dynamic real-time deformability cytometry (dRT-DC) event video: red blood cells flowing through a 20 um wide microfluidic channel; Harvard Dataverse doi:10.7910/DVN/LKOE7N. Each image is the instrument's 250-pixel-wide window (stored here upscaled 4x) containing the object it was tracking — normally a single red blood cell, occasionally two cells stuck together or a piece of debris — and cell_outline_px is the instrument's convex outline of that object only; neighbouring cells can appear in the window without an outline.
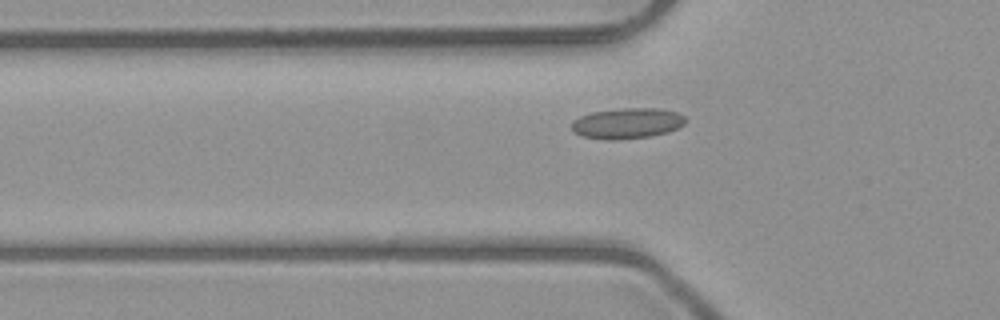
{"species": "common noctule bat (a hibernating species)", "species_latin": "Nyctalus noctula", "temperature_condition": "room temperature", "stored_images_in_passage": 36, "camera_frame_rate_fps": 3000, "um_per_image_px": 0.085, "animal": {"sex": "male", "body_mass_g": 23.1, "forearm_length_mm": 52.7}, "frame": {"image": 1, "passage_image": 4, "time_ms": 1.0, "image_size_px": [1000, 320], "cell_outline_px": [[688, 120], [684, 124], [668, 132], [648, 136], [616, 140], [608, 140], [580, 136], [572, 132], [572, 120], [580, 116], [592, 112], [620, 108], [660, 108], [676, 112], [684, 116]], "centroid_in_image_um": [53.28, 10.48], "position_along_channel_um": 72.5, "area_um2": 20.46}}
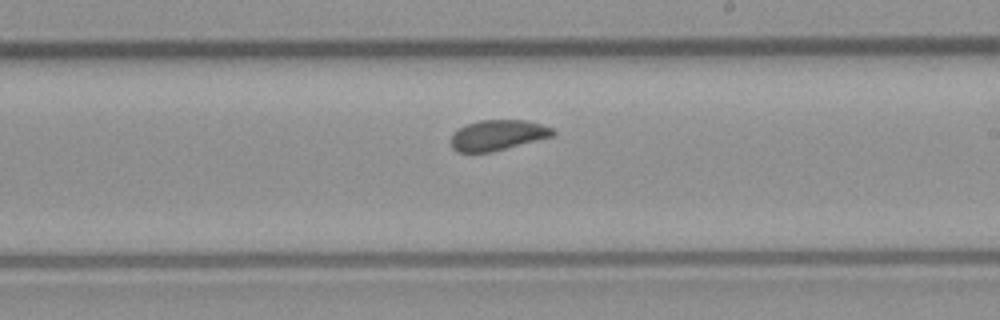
{"frame": {"image": 2, "passage_image": 17, "time_ms": 5.333, "image_size_px": [1000, 320], "cell_outline_px": [[556, 132], [552, 136], [492, 152], [460, 152], [452, 148], [452, 136], [464, 124], [480, 120], [528, 120], [552, 128]], "centroid_in_image_um": [42.31, 11.48], "position_along_channel_um": 246.7, "area_um2": 17.86}}
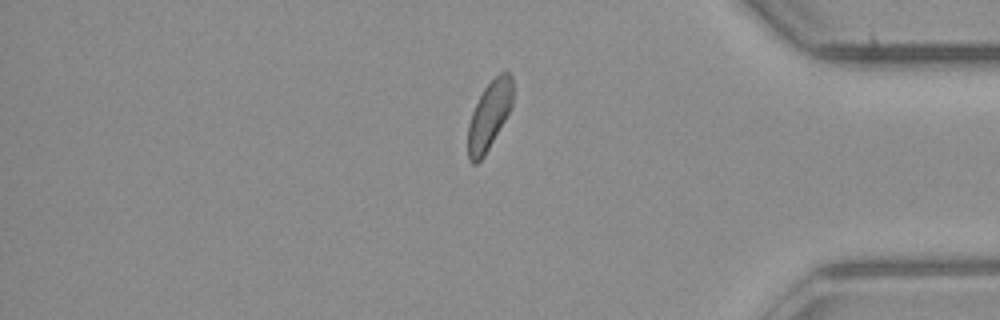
{"frame": {"image": 3, "passage_image": 30, "time_ms": 9.667, "image_size_px": [1000, 320], "cell_outline_px": [[512, 104], [504, 120], [484, 156], [476, 164], [472, 164], [468, 160], [468, 124], [472, 112], [484, 88], [500, 72], [508, 72], [512, 76]], "centroid_in_image_um": [41.56, 9.83], "position_along_channel_um": 393.6, "area_um2": 17.46}}